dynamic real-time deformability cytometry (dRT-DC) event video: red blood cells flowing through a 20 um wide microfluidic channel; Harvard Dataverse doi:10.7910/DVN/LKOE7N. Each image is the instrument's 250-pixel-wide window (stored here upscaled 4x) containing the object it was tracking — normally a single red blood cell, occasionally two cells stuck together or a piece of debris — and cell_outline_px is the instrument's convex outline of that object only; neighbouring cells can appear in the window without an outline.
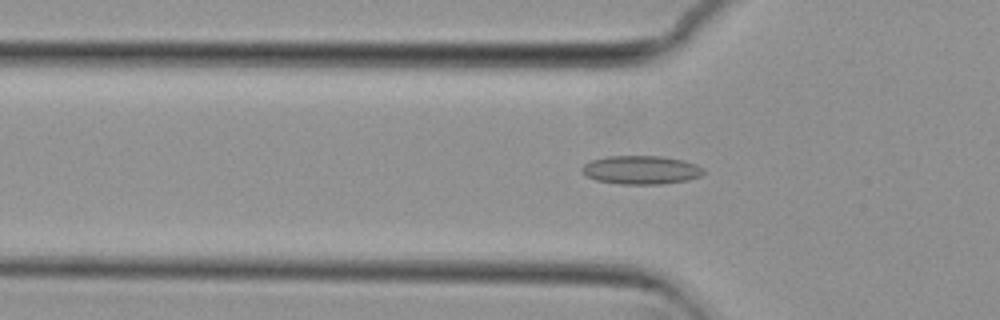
{"species": "common noctule bat (a hibernating species)", "species_latin": "Nyctalus noctula", "temperature_condition": "cold", "stored_images_in_passage": 37, "camera_frame_rate_fps": 3000, "um_per_image_px": 0.085, "animal": {"sex": "female", "body_mass_g": 29.2, "forearm_length_mm": 56.3}, "frame": {"image": 1, "passage_image": 5, "time_ms": 1.333, "image_size_px": [1000, 320], "cell_outline_px": [[704, 172], [700, 176], [688, 180], [660, 184], [620, 184], [596, 180], [580, 172], [580, 168], [584, 164], [592, 160], [608, 156], [660, 156], [684, 160], [696, 164], [704, 168]], "centroid_in_image_um": [54.49, 14.44], "position_along_channel_um": 71.3, "area_um2": 20.29}}
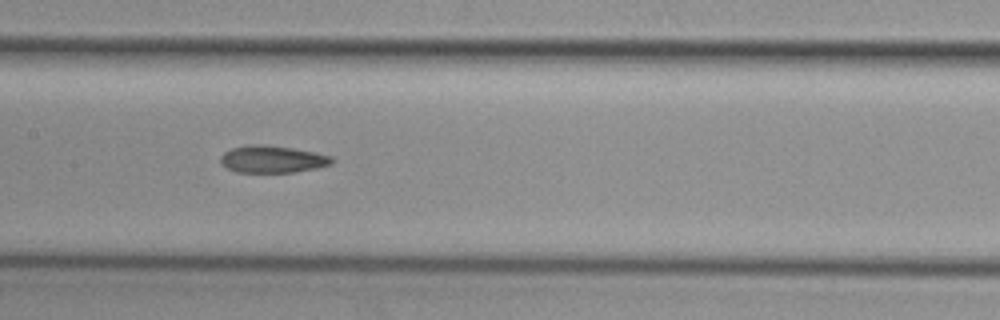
{"frame": {"image": 2, "passage_image": 14, "time_ms": 4.333, "image_size_px": [1000, 320], "cell_outline_px": [[336, 160], [332, 164], [316, 168], [292, 172], [236, 172], [228, 168], [220, 160], [220, 156], [224, 152], [232, 148], [248, 144], [260, 144], [292, 148], [332, 156]], "centroid_in_image_um": [23.16, 13.53], "position_along_channel_um": 184.2, "area_um2": 17.51}}
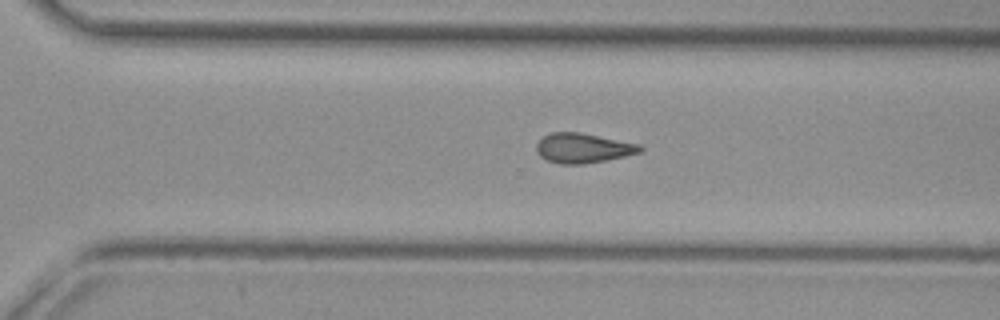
{"frame": {"image": 3, "passage_image": 25, "time_ms": 8.0, "image_size_px": [1000, 320], "cell_outline_px": [[644, 148], [640, 152], [624, 156], [604, 160], [580, 164], [560, 164], [544, 160], [536, 152], [536, 144], [544, 136], [552, 132], [580, 132], [640, 144]], "centroid_in_image_um": [49.52, 12.58], "position_along_channel_um": 321.1, "area_um2": 17.92}, "authors_computed_cell_mechanics": {"area_um2": 17.5712, "velocity_mm_per_s": 3.7433, "shape_relaxation_time_tau1_ms": null, "shape_relaxation_time_tau2_ms": 5.7282, "deformation_change_tau1": null, "deformation_change_tau2": 0.1354}}